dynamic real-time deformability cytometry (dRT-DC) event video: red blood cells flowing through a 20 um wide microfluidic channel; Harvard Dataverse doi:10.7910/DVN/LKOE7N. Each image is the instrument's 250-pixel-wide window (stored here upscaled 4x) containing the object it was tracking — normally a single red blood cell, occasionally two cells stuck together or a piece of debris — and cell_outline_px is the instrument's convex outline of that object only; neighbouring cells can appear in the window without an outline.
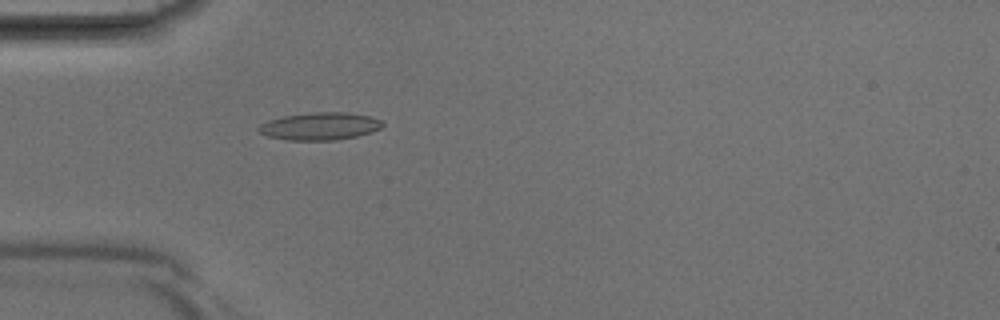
{"species": "Egyptian fruit bat (a non-hibernating species)", "species_latin": "Rousettus aegyptiacus", "temperature_condition": "room temperature", "stored_images_in_passage": 40, "camera_frame_rate_fps": 3000, "um_per_image_px": 0.085, "animal": {"sex": "male"}, "frame": {"image": 1, "passage_image": 12, "time_ms": 3.667, "image_size_px": [1000, 320], "cell_outline_px": [[384, 124], [380, 128], [356, 136], [336, 140], [288, 140], [268, 136], [260, 132], [256, 128], [260, 124], [268, 120], [284, 116], [312, 112], [348, 112], [372, 116], [380, 120]], "centroid_in_image_um": [27.18, 10.72], "position_along_channel_um": 57.8, "area_um2": 19.83}}
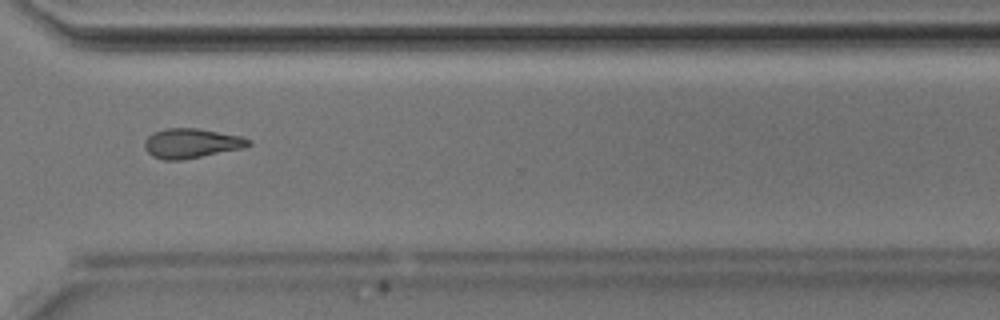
{"frame": {"image": 2, "passage_image": 30, "time_ms": 9.667, "image_size_px": [1000, 320], "cell_outline_px": [[252, 144], [244, 148], [180, 160], [164, 160], [152, 156], [144, 148], [144, 140], [148, 136], [164, 128], [196, 128], [240, 136], [252, 140]], "centroid_in_image_um": [16.26, 12.18], "position_along_channel_um": 354.3, "area_um2": 17.86}}
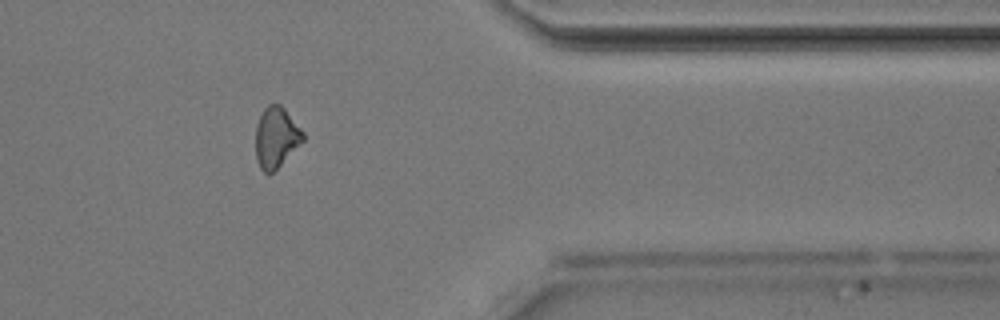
{"frame": {"image": 3, "passage_image": 33, "time_ms": 10.667, "image_size_px": [1000, 320], "cell_outline_px": [[304, 140], [272, 172], [264, 172], [260, 168], [256, 160], [256, 124], [264, 108], [268, 104], [280, 104], [284, 108], [304, 132]], "centroid_in_image_um": [23.46, 11.65], "position_along_channel_um": 387.9, "area_um2": 16.47}}